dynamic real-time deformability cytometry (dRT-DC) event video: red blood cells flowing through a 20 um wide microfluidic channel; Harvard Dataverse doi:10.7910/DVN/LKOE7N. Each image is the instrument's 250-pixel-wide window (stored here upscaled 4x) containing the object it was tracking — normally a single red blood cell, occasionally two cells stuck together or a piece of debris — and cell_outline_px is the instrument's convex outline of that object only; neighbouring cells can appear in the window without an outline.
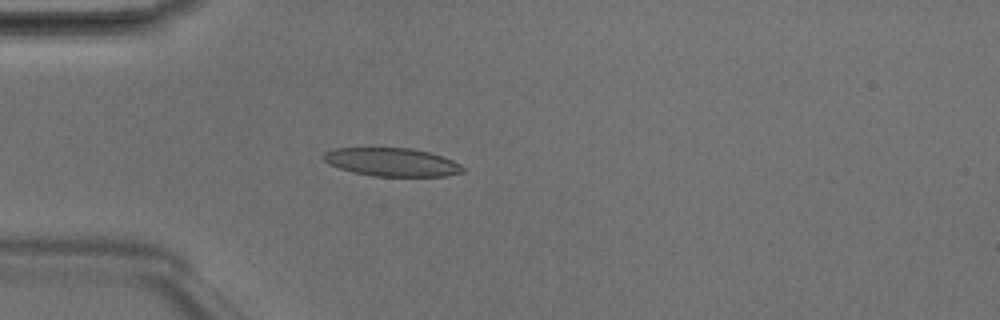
{"species": "Egyptian fruit bat (a non-hibernating species)", "species_latin": "Rousettus aegyptiacus", "temperature_condition": "room temperature", "stored_images_in_passage": 3, "camera_frame_rate_fps": 3000, "um_per_image_px": 0.085, "animal": {"sex": "male"}, "frame": {"image": 1, "passage_image": 3, "time_ms": 0.667, "image_size_px": [1000, 320], "cell_outline_px": [[468, 168], [464, 172], [448, 176], [372, 176], [352, 172], [328, 164], [320, 156], [324, 152], [336, 148], [412, 148], [432, 152], [444, 156]], "centroid_in_image_um": [33.35, 13.78], "position_along_channel_um": 51.6, "area_um2": 23.35}}